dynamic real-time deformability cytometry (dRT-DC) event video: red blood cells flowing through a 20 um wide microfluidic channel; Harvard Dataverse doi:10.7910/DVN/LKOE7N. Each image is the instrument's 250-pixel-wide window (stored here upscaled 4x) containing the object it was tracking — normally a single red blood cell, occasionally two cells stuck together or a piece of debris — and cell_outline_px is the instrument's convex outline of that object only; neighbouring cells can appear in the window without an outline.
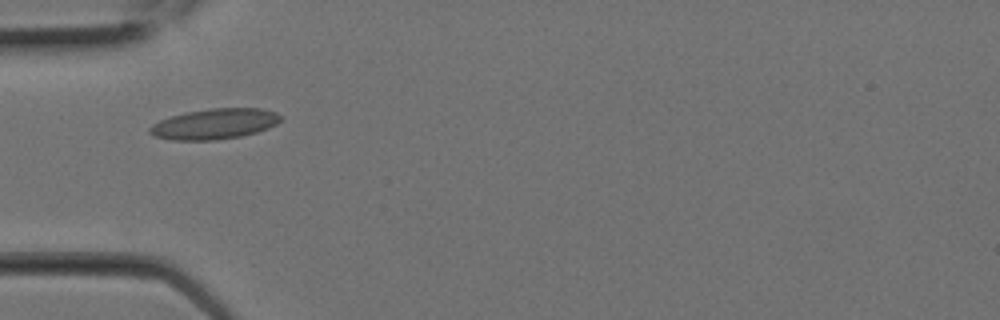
{"species": "Egyptian fruit bat (a non-hibernating species)", "species_latin": "Rousettus aegyptiacus", "temperature_condition": "room temperature", "stored_images_in_passage": 2, "camera_frame_rate_fps": 3000, "um_per_image_px": 0.085, "animal": {"sex": "female"}, "frame": {"image": 1, "passage_image": 2, "time_ms": 0.333, "image_size_px": [1000, 320], "cell_outline_px": [[284, 116], [276, 124], [268, 128], [256, 132], [240, 136], [216, 140], [172, 140], [156, 136], [148, 132], [148, 128], [152, 124], [160, 120], [184, 112], [212, 108], [260, 108], [276, 112]], "centroid_in_image_um": [18.24, 10.52], "position_along_channel_um": 66.8, "area_um2": 23.29}}